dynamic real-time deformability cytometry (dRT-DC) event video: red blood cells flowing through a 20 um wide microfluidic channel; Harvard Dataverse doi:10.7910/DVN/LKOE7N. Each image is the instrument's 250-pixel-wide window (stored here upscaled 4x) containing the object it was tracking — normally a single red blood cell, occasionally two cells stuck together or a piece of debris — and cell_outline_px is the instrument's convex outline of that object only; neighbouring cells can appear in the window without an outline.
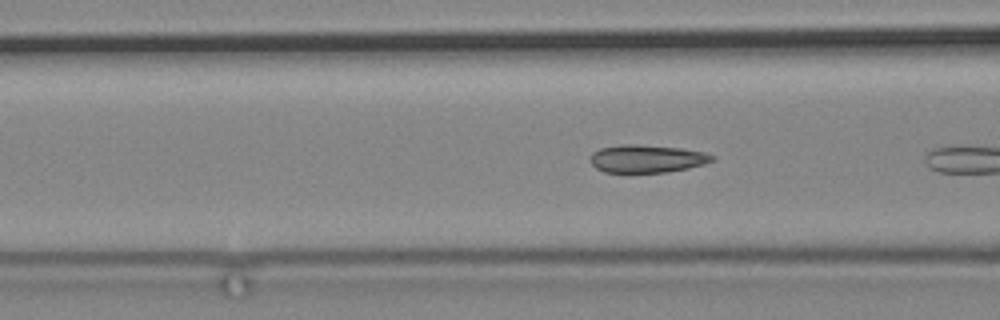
{"species": "common noctule bat (a hibernating species)", "species_latin": "Nyctalus noctula", "temperature_condition": "cold", "stored_images_in_passage": 19, "camera_frame_rate_fps": 3000, "um_per_image_px": 0.085, "animal": {"sex": "male", "body_mass_g": 19.2, "forearm_length_mm": 51.8}, "frame": {"image": 1, "passage_image": 4, "time_ms": 1.0, "image_size_px": [1000, 320], "cell_outline_px": [[716, 160], [704, 164], [688, 168], [668, 172], [604, 172], [596, 168], [588, 160], [592, 152], [600, 148], [624, 144], [632, 144], [680, 148], [704, 152], [716, 156]], "centroid_in_image_um": [54.98, 13.49], "position_along_channel_um": 111.6, "area_um2": 19.83}}